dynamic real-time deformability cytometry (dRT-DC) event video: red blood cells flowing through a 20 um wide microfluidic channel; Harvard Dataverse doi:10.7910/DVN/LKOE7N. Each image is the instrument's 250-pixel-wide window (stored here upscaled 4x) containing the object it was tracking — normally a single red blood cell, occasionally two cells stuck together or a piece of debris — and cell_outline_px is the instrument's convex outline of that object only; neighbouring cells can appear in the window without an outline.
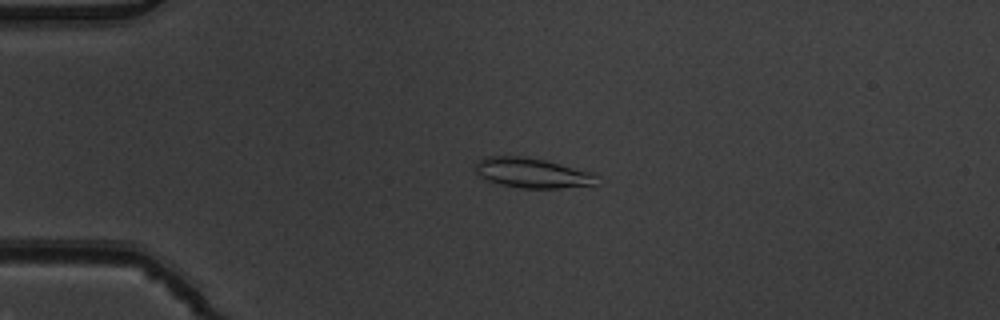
{"species": "common noctule bat (a hibernating species)", "species_latin": "Nyctalus noctula", "temperature_condition": "warm", "stored_images_in_passage": 5, "camera_frame_rate_fps": 3000, "um_per_image_px": 0.085, "animal": {"sex": "male", "body_mass_g": 19.5, "forearm_length_mm": 54.6}, "frame": {"image": 1, "passage_image": 4, "time_ms": 1.0, "image_size_px": [1000, 320], "cell_outline_px": [[596, 184], [560, 188], [520, 188], [500, 184], [488, 180], [480, 176], [476, 172], [476, 160], [484, 156], [524, 156], [544, 160], [592, 172], [596, 176]], "centroid_in_image_um": [45.19, 14.69], "position_along_channel_um": 39.8, "area_um2": 21.04}}